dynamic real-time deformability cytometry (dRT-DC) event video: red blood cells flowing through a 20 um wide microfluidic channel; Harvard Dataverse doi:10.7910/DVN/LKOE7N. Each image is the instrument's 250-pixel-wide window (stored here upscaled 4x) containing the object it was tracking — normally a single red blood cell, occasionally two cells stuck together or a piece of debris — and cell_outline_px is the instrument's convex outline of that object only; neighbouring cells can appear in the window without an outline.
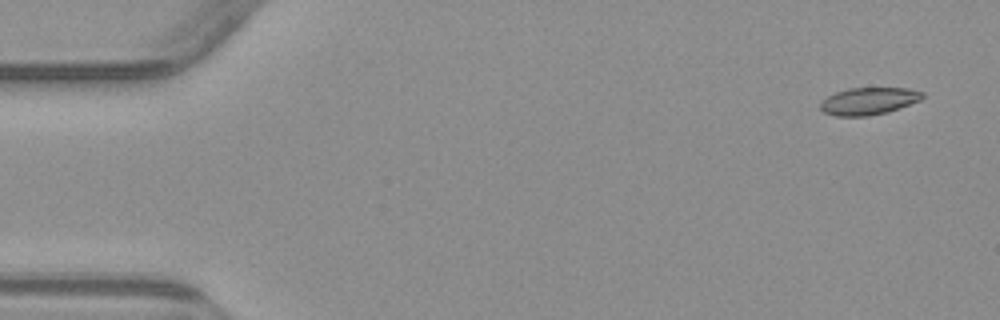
{"species": "common noctule bat (a hibernating species)", "species_latin": "Nyctalus noctula", "temperature_condition": "warm", "stored_images_in_passage": 8, "camera_frame_rate_fps": 3000, "um_per_image_px": 0.085, "animal": {"sex": "male", "body_mass_g": 23.1, "forearm_length_mm": 52.7}, "frame": {"image": 1, "passage_image": 1, "time_ms": 0.0, "image_size_px": [1000, 320], "cell_outline_px": [[924, 96], [920, 100], [900, 108], [888, 112], [868, 116], [836, 116], [824, 112], [820, 108], [820, 100], [836, 92], [848, 88], [908, 88], [924, 92]], "centroid_in_image_um": [73.83, 8.59], "position_along_channel_um": 11.2, "area_um2": 16.3}}
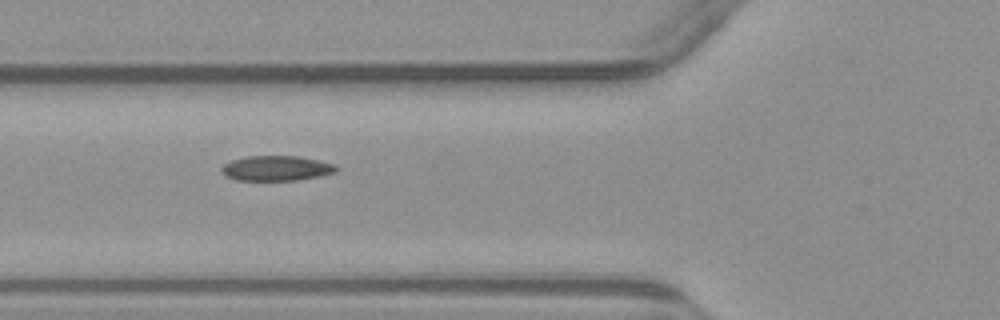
{"frame": {"image": 2, "passage_image": 6, "time_ms": 5.667, "image_size_px": [1000, 320], "cell_outline_px": [[340, 168], [336, 172], [320, 176], [296, 180], [236, 180], [224, 176], [220, 172], [220, 168], [224, 164], [232, 160], [248, 156], [300, 156], [336, 164]], "centroid_in_image_um": [23.5, 14.3], "position_along_channel_um": 102.3, "area_um2": 16.94}}
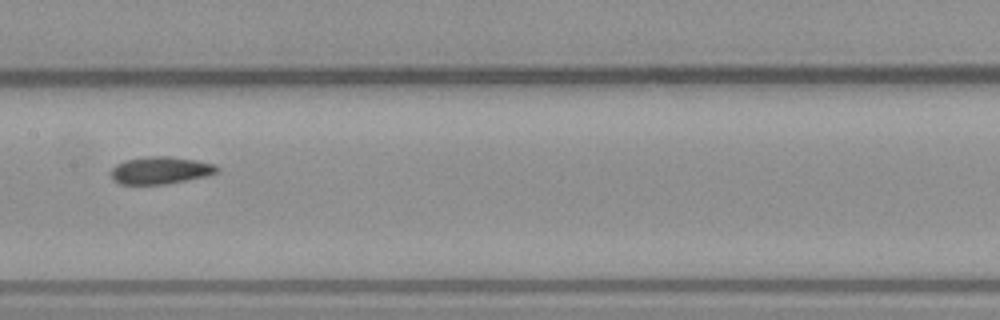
{"frame": {"image": 3, "passage_image": 8, "time_ms": 8.0, "image_size_px": [1000, 320], "cell_outline_px": [[220, 168], [216, 172], [208, 176], [168, 184], [120, 184], [112, 180], [112, 168], [116, 164], [124, 160], [148, 156], [168, 156], [196, 160], [216, 164]], "centroid_in_image_um": [13.66, 14.48], "position_along_channel_um": 193.7, "area_um2": 17.05}}